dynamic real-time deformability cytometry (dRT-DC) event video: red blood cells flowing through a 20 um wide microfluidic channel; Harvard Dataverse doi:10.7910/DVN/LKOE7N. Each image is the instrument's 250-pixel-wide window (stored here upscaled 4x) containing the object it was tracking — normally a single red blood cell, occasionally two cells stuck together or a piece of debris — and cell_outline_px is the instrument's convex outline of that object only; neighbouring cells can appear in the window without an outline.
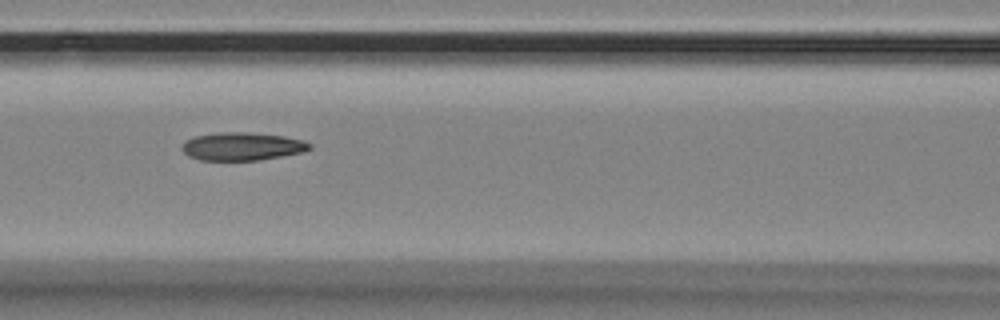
{"species": "Egyptian fruit bat (a non-hibernating species)", "species_latin": "Rousettus aegyptiacus", "temperature_condition": "room temperature", "stored_images_in_passage": 15, "camera_frame_rate_fps": 3000, "um_per_image_px": 0.085, "animal": {"sex": "female"}, "frame": {"image": 1, "passage_image": 7, "time_ms": 2.0, "image_size_px": [1000, 320], "cell_outline_px": [[312, 148], [304, 152], [260, 160], [200, 160], [188, 156], [180, 148], [188, 140], [196, 136], [220, 132], [244, 132], [284, 136], [304, 140], [312, 144]], "centroid_in_image_um": [20.63, 12.45], "position_along_channel_um": 146.0, "area_um2": 20.81}}
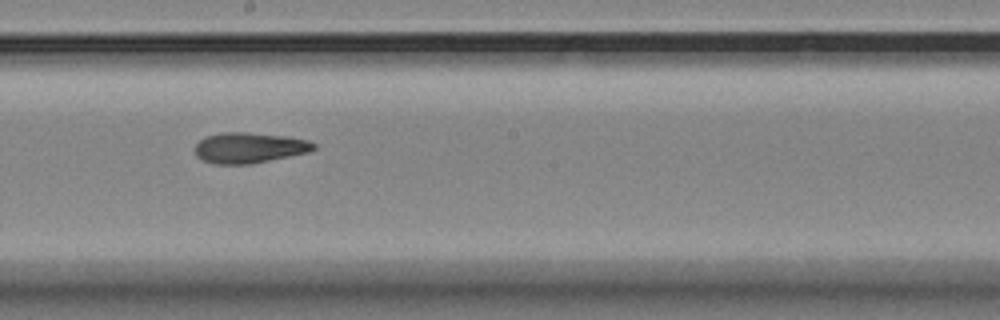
{"frame": {"image": 2, "passage_image": 9, "time_ms": 2.667, "image_size_px": [1000, 320], "cell_outline_px": [[316, 148], [308, 152], [252, 164], [212, 164], [196, 156], [196, 144], [200, 140], [208, 136], [224, 132], [244, 132], [288, 136], [308, 140], [316, 144]], "centroid_in_image_um": [21.21, 12.56], "position_along_channel_um": 227.0, "area_um2": 21.1}}
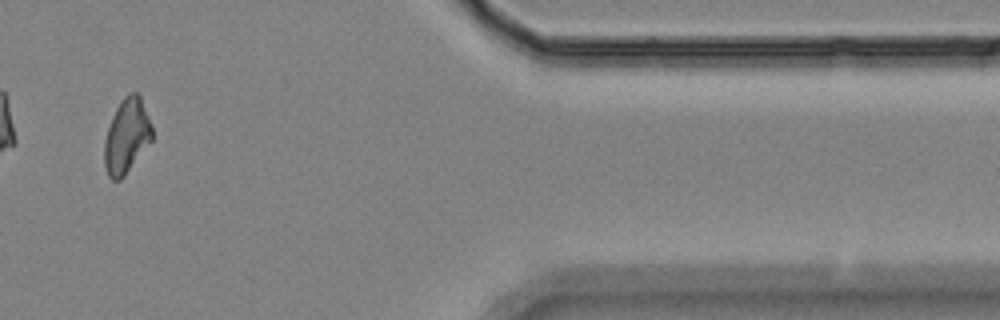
{"frame": {"image": 3, "passage_image": 13, "time_ms": 4.0, "image_size_px": [1000, 320], "cell_outline_px": [[152, 140], [124, 176], [120, 180], [112, 180], [108, 176], [104, 164], [104, 140], [112, 116], [120, 100], [128, 92], [136, 92], [140, 96], [148, 116], [152, 128]], "centroid_in_image_um": [10.75, 11.56], "position_along_channel_um": 400.7, "area_um2": 20.69}}